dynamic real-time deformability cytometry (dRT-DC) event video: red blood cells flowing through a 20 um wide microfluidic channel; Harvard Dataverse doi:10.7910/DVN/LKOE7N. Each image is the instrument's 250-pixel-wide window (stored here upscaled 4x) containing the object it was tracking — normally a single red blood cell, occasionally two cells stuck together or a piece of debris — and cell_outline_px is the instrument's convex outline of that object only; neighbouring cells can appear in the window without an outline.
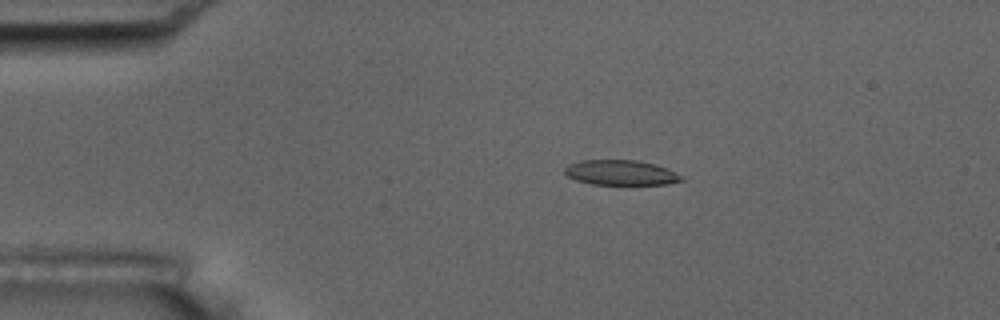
{"species": "common noctule bat (a hibernating species)", "species_latin": "Nyctalus noctula", "temperature_condition": "room temperature", "stored_images_in_passage": 46, "camera_frame_rate_fps": 3000, "um_per_image_px": 0.085, "animal": {"sex": "male", "body_mass_g": 17.5, "forearm_length_mm": 52.3}, "frame": {"image": 1, "passage_image": 3, "time_ms": 0.667, "image_size_px": [1000, 320], "cell_outline_px": [[684, 180], [668, 184], [592, 184], [576, 180], [568, 176], [564, 172], [564, 168], [568, 164], [580, 160], [636, 160], [656, 164], [668, 168], [684, 176]], "centroid_in_image_um": [52.8, 14.67], "position_along_channel_um": 32.2, "area_um2": 17.17}}
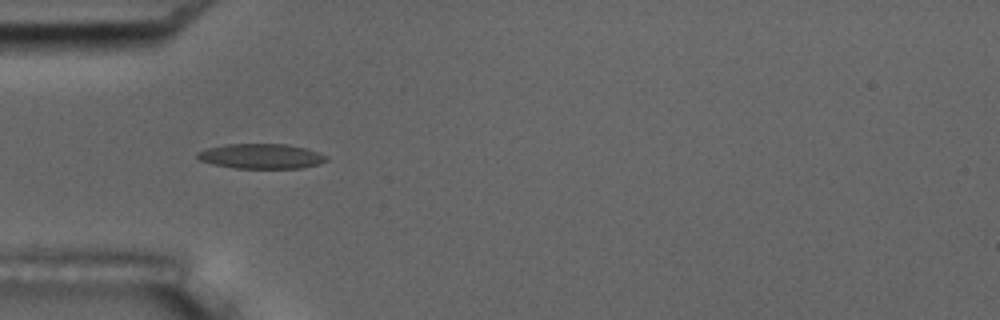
{"frame": {"image": 2, "passage_image": 9, "time_ms": 2.667, "image_size_px": [1000, 320], "cell_outline_px": [[328, 160], [320, 164], [300, 168], [236, 168], [212, 164], [200, 160], [196, 156], [196, 152], [204, 148], [224, 144], [288, 144], [304, 148], [328, 156]], "centroid_in_image_um": [22.16, 13.27], "position_along_channel_um": 62.8, "area_um2": 18.84}}
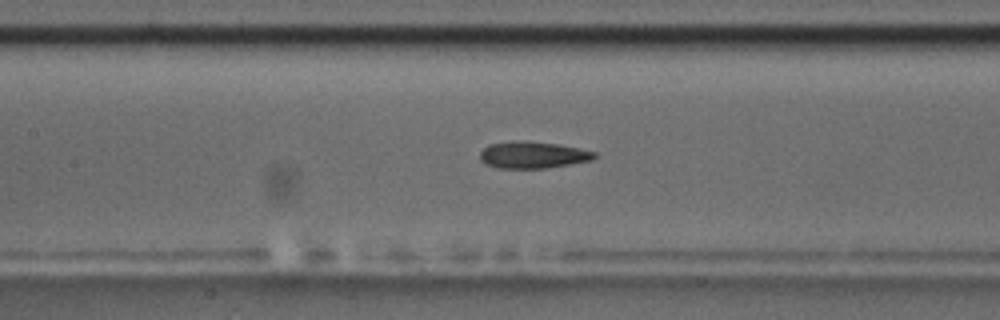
{"frame": {"image": 3, "passage_image": 17, "time_ms": 5.333, "image_size_px": [1000, 320], "cell_outline_px": [[596, 156], [592, 160], [548, 168], [496, 168], [484, 164], [480, 160], [480, 152], [488, 144], [516, 140], [556, 144], [596, 152]], "centroid_in_image_um": [45.23, 13.18], "position_along_channel_um": 162.2, "area_um2": 17.8}, "authors_computed_cell_mechanics": {"area_um2": 17.9469, "velocity_mm_per_s": 3.7704, "shape_relaxation_time_tau1_ms": 8.2416, "shape_relaxation_time_tau2_ms": 2.3406, "deformation_change_tau1": 0.1932, "deformation_change_tau2": 0.1143}}